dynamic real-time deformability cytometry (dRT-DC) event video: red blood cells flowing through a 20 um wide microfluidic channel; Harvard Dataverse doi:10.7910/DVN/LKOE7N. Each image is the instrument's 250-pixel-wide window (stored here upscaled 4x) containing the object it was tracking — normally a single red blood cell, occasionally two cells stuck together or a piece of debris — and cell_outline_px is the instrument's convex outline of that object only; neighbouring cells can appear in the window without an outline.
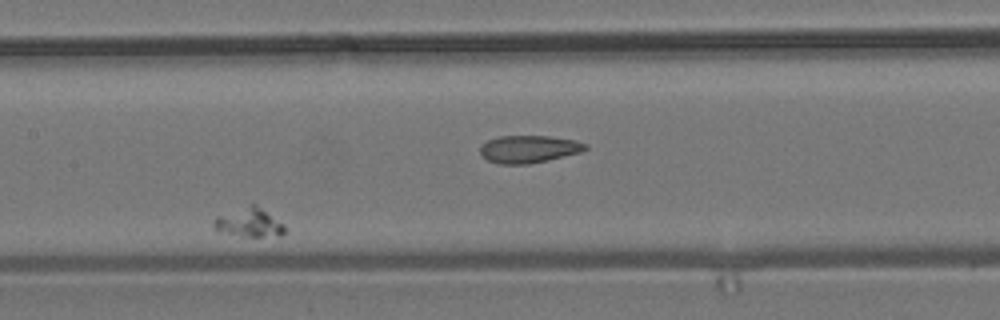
{"species": "common noctule bat (a hibernating species)", "species_latin": "Nyctalus noctula", "temperature_condition": "room temperature", "stored_images_in_passage": 14, "camera_frame_rate_fps": 3000, "um_per_image_px": 0.085, "animal": {"sex": "male", "body_mass_g": 19.2, "forearm_length_mm": 51.8}, "frame": {"image": 1, "passage_image": 5, "time_ms": 4.667, "image_size_px": [1000, 320], "cell_outline_px": [[284, 232], [280, 236], [240, 236], [216, 232], [212, 228], [212, 224], [216, 216], [252, 204], [256, 204], [284, 224]], "centroid_in_image_um": [21.12, 18.93], "position_along_channel_um": 186.3, "area_um2": 12.02}}